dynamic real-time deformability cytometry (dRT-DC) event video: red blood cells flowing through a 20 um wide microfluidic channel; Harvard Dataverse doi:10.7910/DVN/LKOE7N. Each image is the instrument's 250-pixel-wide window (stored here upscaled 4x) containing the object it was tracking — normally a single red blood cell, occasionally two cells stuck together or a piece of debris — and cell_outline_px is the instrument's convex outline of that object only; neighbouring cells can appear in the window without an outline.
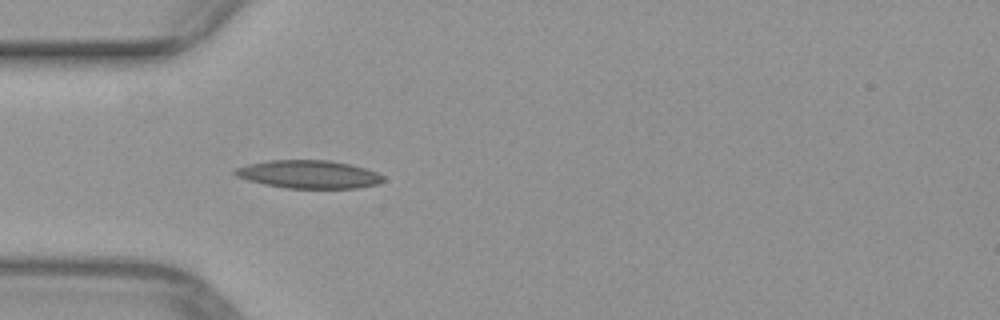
{"species": "common noctule bat (a hibernating species)", "species_latin": "Nyctalus noctula", "temperature_condition": "warm", "stored_images_in_passage": 26, "camera_frame_rate_fps": 3000, "um_per_image_px": 0.085, "animal": {"sex": "female", "body_mass_g": 29.2, "forearm_length_mm": 56.3}, "frame": {"image": 1, "passage_image": 5, "time_ms": 1.333, "image_size_px": [1000, 320], "cell_outline_px": [[384, 180], [380, 184], [356, 188], [288, 188], [264, 184], [248, 180], [236, 176], [232, 172], [236, 168], [248, 164], [268, 160], [328, 160], [348, 164], [364, 168], [376, 172], [384, 176]], "centroid_in_image_um": [26.24, 14.82], "position_along_channel_um": 58.8, "area_um2": 24.16}}
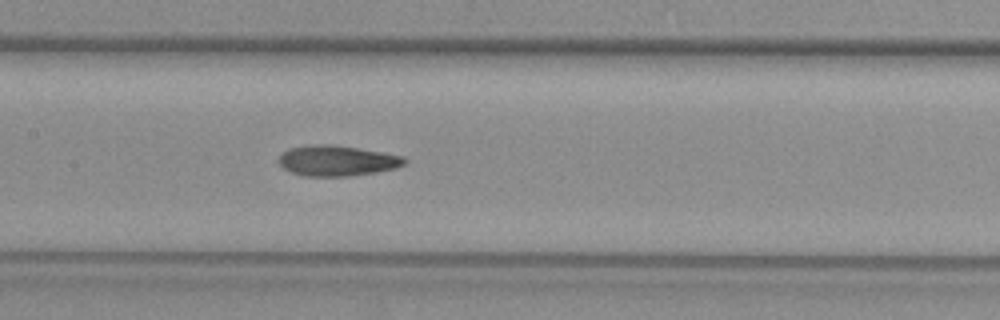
{"frame": {"image": 2, "passage_image": 14, "time_ms": 4.333, "image_size_px": [1000, 320], "cell_outline_px": [[408, 160], [404, 164], [396, 168], [376, 172], [348, 176], [304, 176], [292, 172], [284, 168], [280, 164], [280, 156], [288, 148], [312, 144], [328, 144], [356, 148], [404, 156]], "centroid_in_image_um": [28.66, 13.66], "position_along_channel_um": 178.7, "area_um2": 22.14}}
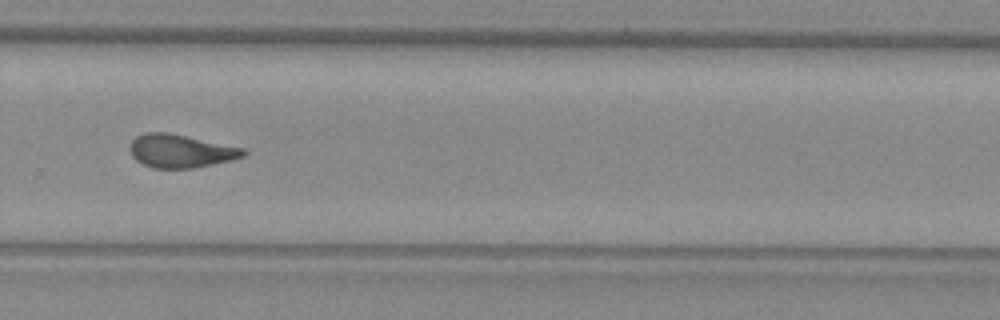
{"frame": {"image": 3, "passage_image": 24, "time_ms": 7.667, "image_size_px": [1000, 320], "cell_outline_px": [[248, 152], [244, 156], [232, 160], [192, 168], [152, 168], [136, 160], [132, 156], [128, 148], [132, 140], [136, 136], [148, 132], [168, 132], [244, 148]], "centroid_in_image_um": [15.34, 12.83], "position_along_channel_um": 314.5, "area_um2": 21.96}}